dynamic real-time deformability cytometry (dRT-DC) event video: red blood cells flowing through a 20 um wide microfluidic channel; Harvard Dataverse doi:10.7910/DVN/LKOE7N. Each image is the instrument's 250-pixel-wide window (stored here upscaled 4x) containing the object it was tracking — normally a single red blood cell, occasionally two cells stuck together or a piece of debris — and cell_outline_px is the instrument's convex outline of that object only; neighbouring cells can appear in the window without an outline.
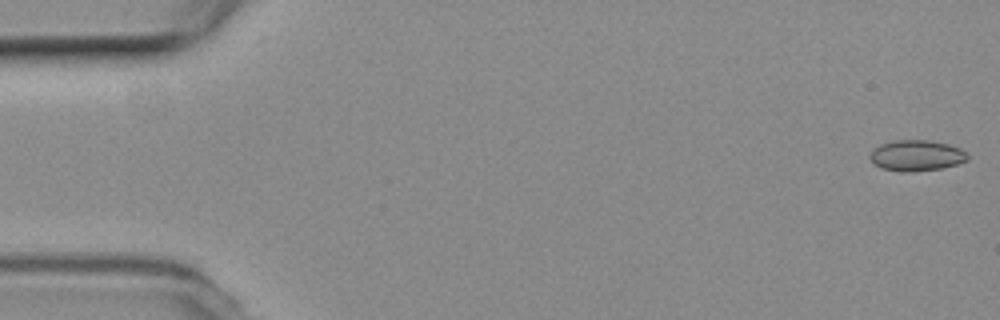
{"species": "common noctule bat (a hibernating species)", "species_latin": "Nyctalus noctula", "temperature_condition": "room temperature", "stored_images_in_passage": 15, "camera_frame_rate_fps": 3000, "um_per_image_px": 0.085, "animal": {"sex": "female", "body_mass_g": 19.3, "forearm_length_mm": 54.1}, "frame": {"image": 1, "passage_image": 1, "time_ms": 0.0, "image_size_px": [1000, 320], "cell_outline_px": [[968, 160], [956, 164], [940, 168], [912, 172], [904, 172], [880, 168], [868, 156], [880, 144], [892, 140], [928, 140], [948, 144], [960, 148], [968, 156]], "centroid_in_image_um": [77.89, 13.22], "position_along_channel_um": 7.1, "area_um2": 17.4}}
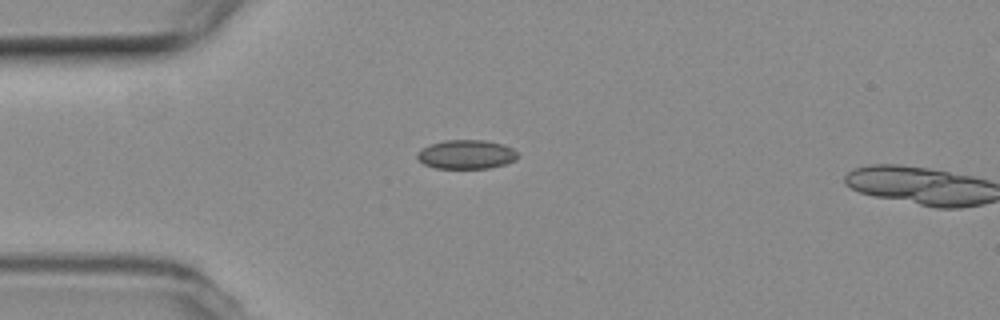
{"frame": {"image": 2, "passage_image": 14, "time_ms": 4.333, "image_size_px": [1000, 320], "cell_outline_px": [[520, 156], [516, 160], [504, 164], [488, 168], [436, 168], [424, 164], [416, 156], [416, 152], [432, 144], [444, 140], [484, 140], [504, 144], [512, 148]], "centroid_in_image_um": [39.66, 13.12], "position_along_channel_um": 45.3, "area_um2": 16.94}}